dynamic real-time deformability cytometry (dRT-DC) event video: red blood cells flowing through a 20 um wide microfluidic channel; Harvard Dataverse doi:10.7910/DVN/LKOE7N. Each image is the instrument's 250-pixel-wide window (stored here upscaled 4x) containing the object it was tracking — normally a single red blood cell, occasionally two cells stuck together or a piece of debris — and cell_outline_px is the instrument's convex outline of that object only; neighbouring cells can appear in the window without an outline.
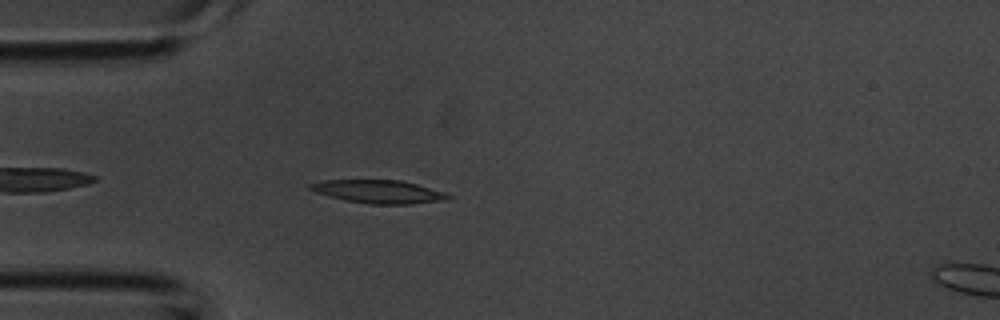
{"species": "common noctule bat (a hibernating species)", "species_latin": "Nyctalus noctula", "temperature_condition": "room temperature", "stored_images_in_passage": 33, "camera_frame_rate_fps": 3000, "um_per_image_px": 0.085, "animal": {"sex": "male", "body_mass_g": 20.1, "forearm_length_mm": 53.5}, "frame": {"image": 1, "passage_image": 3, "time_ms": 0.667, "image_size_px": [1000, 320], "cell_outline_px": [[452, 196], [444, 200], [412, 204], [368, 204], [344, 200], [328, 196], [316, 192], [308, 188], [308, 184], [324, 180], [400, 180], [448, 192]], "centroid_in_image_um": [32.2, 16.29], "position_along_channel_um": 52.8, "area_um2": 18.73}}
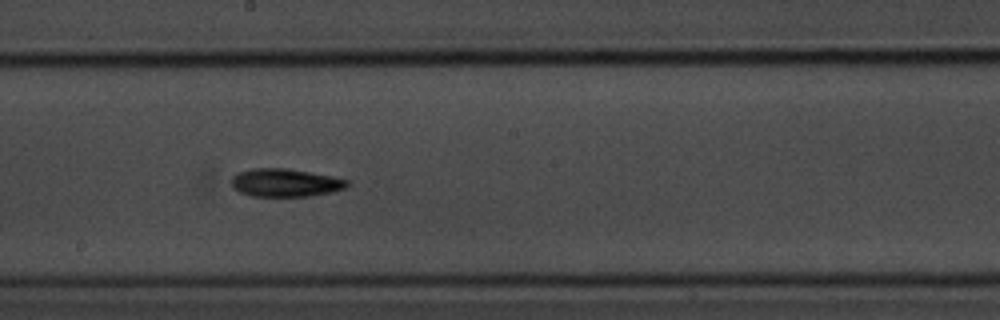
{"frame": {"image": 2, "passage_image": 14, "time_ms": 4.333, "image_size_px": [1000, 320], "cell_outline_px": [[348, 184], [344, 188], [332, 192], [308, 196], [252, 196], [240, 192], [232, 188], [232, 176], [236, 172], [252, 168], [288, 168], [332, 176], [348, 180]], "centroid_in_image_um": [24.21, 15.52], "position_along_channel_um": 224.0, "area_um2": 18.96}}
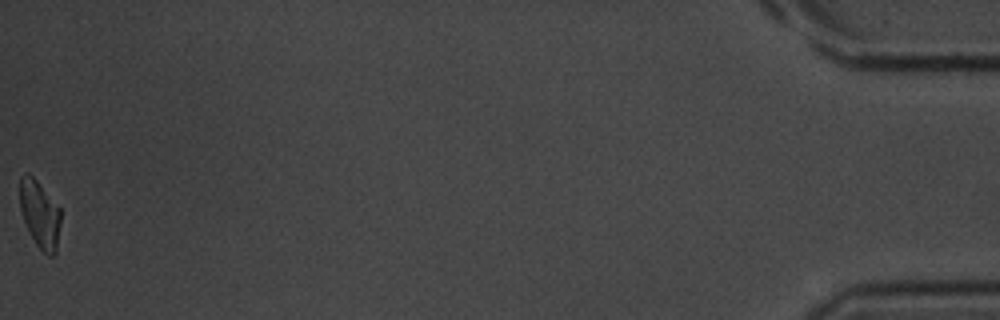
{"frame": {"image": 3, "passage_image": 33, "time_ms": 10.667, "image_size_px": [1000, 320], "cell_outline_px": [[60, 224], [56, 252], [52, 256], [48, 256], [36, 244], [24, 220], [20, 208], [20, 176], [24, 172], [28, 172], [36, 180], [60, 208]], "centroid_in_image_um": [3.38, 18.19], "position_along_channel_um": 431.8, "area_um2": 15.78}}